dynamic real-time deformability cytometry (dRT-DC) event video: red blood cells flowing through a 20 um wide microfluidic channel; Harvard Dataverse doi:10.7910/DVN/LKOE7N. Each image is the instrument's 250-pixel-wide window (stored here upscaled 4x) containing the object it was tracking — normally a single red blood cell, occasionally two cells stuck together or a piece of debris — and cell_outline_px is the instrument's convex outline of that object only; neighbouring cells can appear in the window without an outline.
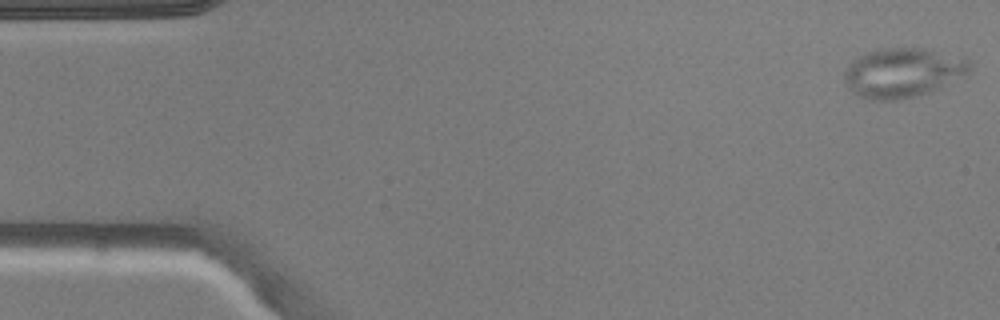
{"species": "common noctule bat (a hibernating species)", "species_latin": "Nyctalus noctula", "temperature_condition": "warm", "stored_images_in_passage": 5, "camera_frame_rate_fps": 3000, "um_per_image_px": 0.085, "animal": {"sex": "male", "body_mass_g": 20.5, "forearm_length_mm": 52.5}, "frame": {"image": 1, "passage_image": 1, "time_ms": 0.0, "image_size_px": [1000, 320], "cell_outline_px": [[972, 68], [968, 76], [940, 88], [928, 92], [896, 100], [864, 100], [856, 96], [848, 88], [844, 80], [844, 68], [852, 60], [868, 52], [880, 48], [924, 48], [964, 56], [972, 64]], "centroid_in_image_um": [76.77, 6.18], "position_along_channel_um": 8.2, "area_um2": 36.93}}